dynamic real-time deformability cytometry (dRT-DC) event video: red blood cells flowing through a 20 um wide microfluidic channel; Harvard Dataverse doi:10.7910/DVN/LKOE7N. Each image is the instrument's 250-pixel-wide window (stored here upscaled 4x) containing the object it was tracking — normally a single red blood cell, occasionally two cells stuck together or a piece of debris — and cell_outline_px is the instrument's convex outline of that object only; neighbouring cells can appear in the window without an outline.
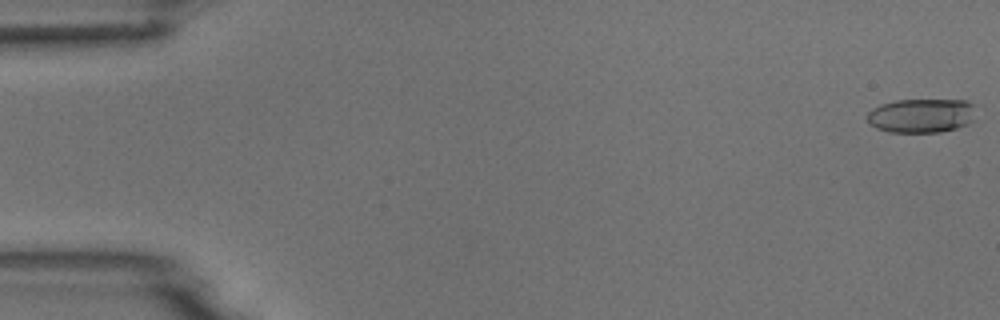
{"species": "common noctule bat (a hibernating species)", "species_latin": "Nyctalus noctula", "temperature_condition": "room temperature", "stored_images_in_passage": 3, "camera_frame_rate_fps": 3000, "um_per_image_px": 0.085, "animal": {"sex": "male", "body_mass_g": 18.8}, "frame": {"image": 1, "passage_image": 1, "time_ms": 0.0, "image_size_px": [1000, 320], "cell_outline_px": [[972, 120], [968, 124], [956, 128], [940, 132], [888, 132], [876, 128], [868, 120], [868, 112], [872, 108], [880, 104], [896, 100], [968, 100], [972, 104]], "centroid_in_image_um": [78.28, 9.82], "position_along_channel_um": 6.7, "area_um2": 21.44}}